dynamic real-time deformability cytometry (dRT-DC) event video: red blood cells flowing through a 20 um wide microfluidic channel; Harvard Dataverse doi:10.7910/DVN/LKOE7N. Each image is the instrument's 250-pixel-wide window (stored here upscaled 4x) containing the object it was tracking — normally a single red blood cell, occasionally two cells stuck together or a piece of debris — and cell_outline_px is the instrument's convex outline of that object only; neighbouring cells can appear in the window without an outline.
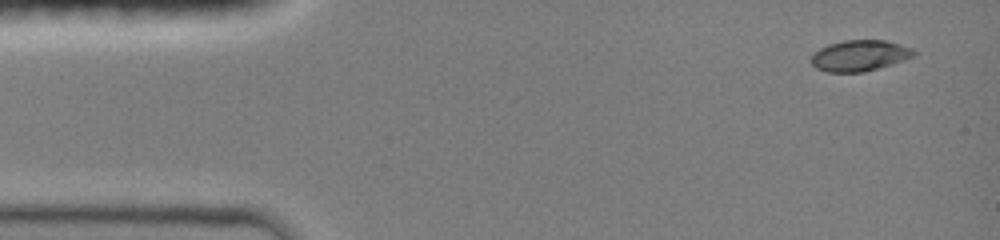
{"species": "common noctule bat (a hibernating species)", "species_latin": "Nyctalus noctula", "temperature_condition": "room temperature", "stored_images_in_passage": 24, "camera_frame_rate_fps": 3000, "um_per_image_px": 0.085, "animal": {"sex": "female", "body_mass_g": 19.0, "forearm_length_mm": 51.5}, "frame": {"image": 1, "passage_image": 1, "time_ms": 0.0, "image_size_px": [1000, 240], "cell_outline_px": [[916, 56], [904, 60], [864, 72], [828, 72], [816, 68], [812, 64], [812, 56], [820, 48], [828, 44], [844, 40], [884, 40], [900, 44], [912, 48], [916, 52]], "centroid_in_image_um": [73.09, 4.72], "position_along_channel_um": 11.9, "area_um2": 18.44}}
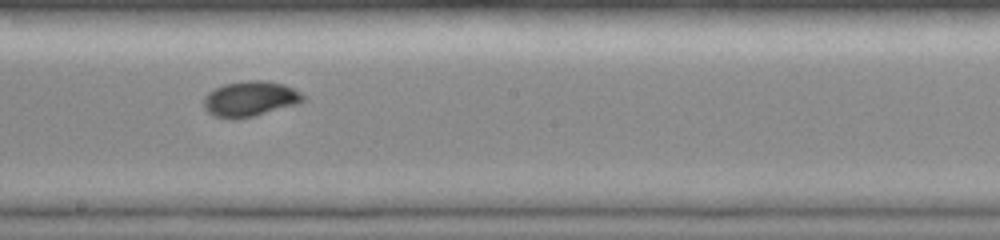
{"frame": {"image": 2, "passage_image": 11, "time_ms": 7.667, "image_size_px": [1000, 240], "cell_outline_px": [[304, 100], [300, 104], [236, 120], [232, 120], [216, 116], [208, 112], [204, 108], [204, 96], [208, 92], [224, 84], [244, 80], [260, 80], [284, 84], [300, 92], [304, 96]], "centroid_in_image_um": [21.25, 8.4], "position_along_channel_um": 226.9, "area_um2": 20.52}}
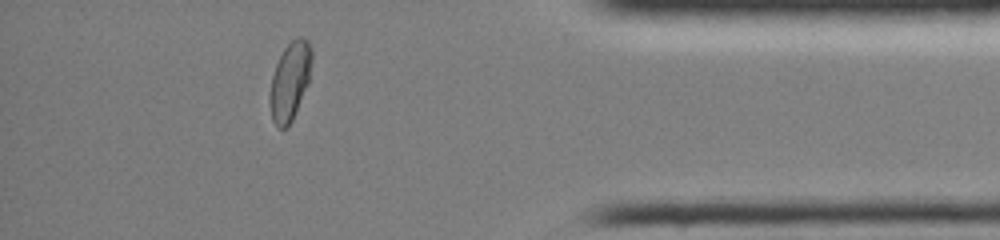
{"frame": {"image": 3, "passage_image": 21, "time_ms": 12.667, "image_size_px": [1000, 240], "cell_outline_px": [[312, 60], [308, 84], [292, 120], [288, 128], [276, 128], [272, 120], [268, 100], [268, 96], [272, 76], [276, 64], [284, 48], [292, 40], [300, 36], [308, 40], [312, 48]], "centroid_in_image_um": [24.63, 6.92], "position_along_channel_um": 410.6, "area_um2": 19.36}, "authors_computed_cell_mechanics": {"area_um2": 19.1318, "velocity_mm_per_s": 4.1042, "shape_relaxation_time_tau1_ms": 4.1659, "shape_relaxation_time_tau2_ms": null, "deformation_change_tau1": 0.1669, "deformation_change_tau2": null}}